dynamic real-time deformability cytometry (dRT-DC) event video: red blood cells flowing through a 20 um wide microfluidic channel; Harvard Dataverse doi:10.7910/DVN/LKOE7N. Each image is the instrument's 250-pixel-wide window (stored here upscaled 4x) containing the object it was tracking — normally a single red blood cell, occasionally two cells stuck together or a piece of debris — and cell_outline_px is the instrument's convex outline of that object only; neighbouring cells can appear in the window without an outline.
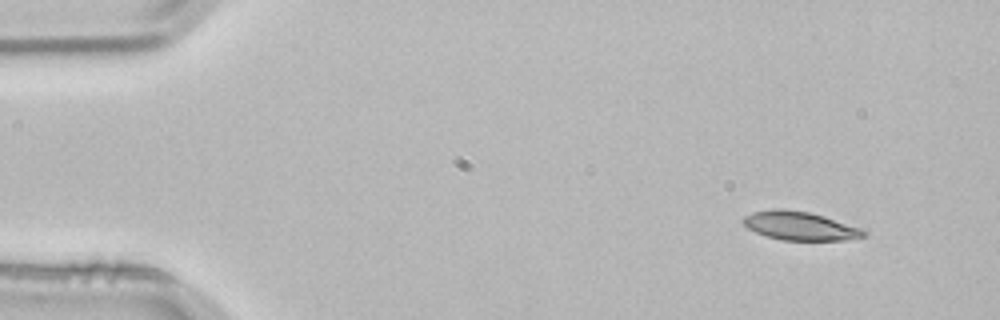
{"species": "common noctule bat (a hibernating species)", "species_latin": "Nyctalus noctula", "temperature_condition": "room temperature", "stored_images_in_passage": 4, "camera_frame_rate_fps": 3000, "um_per_image_px": 0.085, "animal": {"sex": "male", "body_mass_g": 21.5, "forearm_length_mm": 52.0}, "frame": {"image": 1, "passage_image": 4, "time_ms": 1.0, "image_size_px": [1000, 320], "cell_outline_px": [[868, 236], [844, 240], [784, 240], [768, 236], [756, 232], [748, 228], [740, 220], [744, 216], [752, 212], [772, 208], [784, 208], [808, 212], [824, 216], [860, 228], [868, 232]], "centroid_in_image_um": [67.98, 19.19], "position_along_channel_um": 17.0, "area_um2": 20.11}}